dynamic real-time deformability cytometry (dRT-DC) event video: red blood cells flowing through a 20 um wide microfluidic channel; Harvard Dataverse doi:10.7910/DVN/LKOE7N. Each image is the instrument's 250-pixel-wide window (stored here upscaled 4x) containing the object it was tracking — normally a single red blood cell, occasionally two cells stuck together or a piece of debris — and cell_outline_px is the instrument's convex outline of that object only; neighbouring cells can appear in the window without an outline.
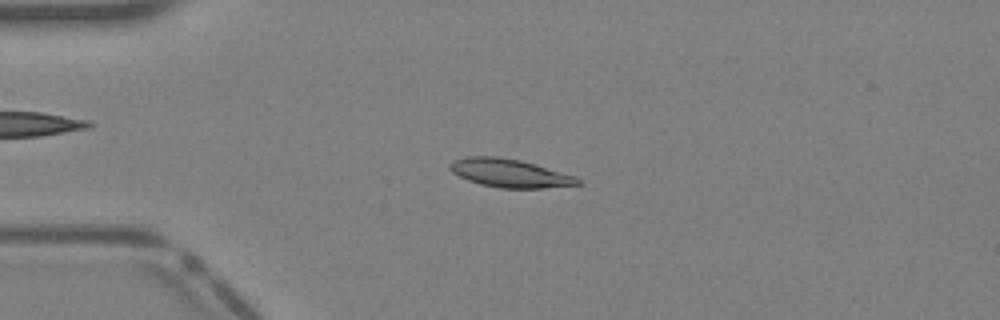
{"species": "Egyptian fruit bat (a non-hibernating species)", "species_latin": "Rousettus aegyptiacus", "temperature_condition": "warm", "stored_images_in_passage": 41, "camera_frame_rate_fps": 3000, "um_per_image_px": 0.085, "animal": {"sex": "female"}, "frame": {"image": 1, "passage_image": 10, "time_ms": 3.0, "image_size_px": [1000, 320], "cell_outline_px": [[584, 184], [544, 188], [500, 188], [480, 184], [468, 180], [452, 172], [448, 168], [448, 164], [452, 160], [468, 156], [496, 156], [520, 160], [576, 176]], "centroid_in_image_um": [43.31, 14.72], "position_along_channel_um": 41.7, "area_um2": 21.15}}
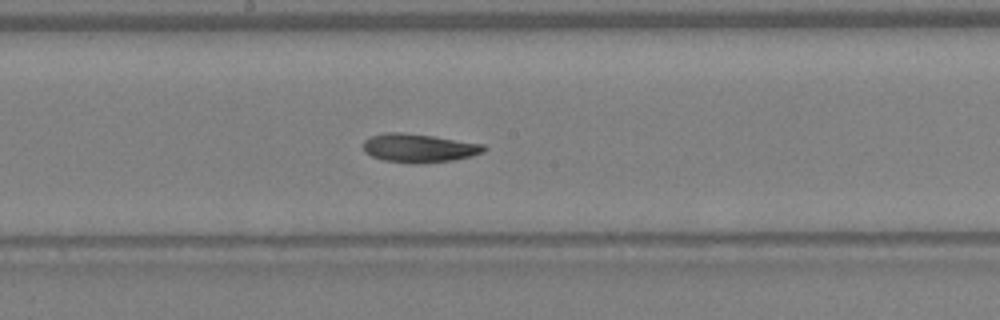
{"frame": {"image": 2, "passage_image": 22, "time_ms": 7.0, "image_size_px": [1000, 320], "cell_outline_px": [[488, 148], [484, 152], [472, 156], [452, 160], [416, 164], [412, 164], [384, 160], [372, 156], [364, 152], [364, 140], [372, 136], [384, 132], [404, 132], [432, 136], [484, 144]], "centroid_in_image_um": [35.62, 12.58], "position_along_channel_um": 212.6, "area_um2": 20.17}}
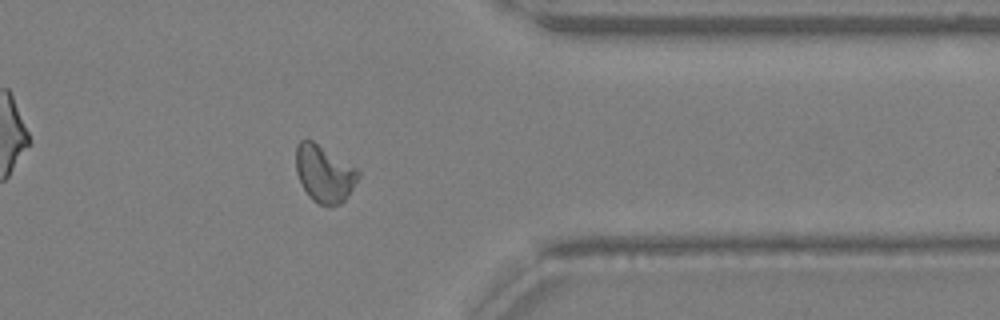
{"frame": {"image": 3, "passage_image": 33, "time_ms": 10.667, "image_size_px": [1000, 320], "cell_outline_px": [[360, 176], [344, 200], [340, 204], [332, 208], [320, 204], [312, 200], [308, 196], [296, 172], [296, 144], [300, 140], [312, 140], [356, 168], [360, 172]], "centroid_in_image_um": [27.55, 14.78], "position_along_channel_um": 383.9, "area_um2": 20.58}, "authors_computed_cell_mechanics": {"area_um2": 20.1722, "velocity_mm_per_s": 4.9779, "shape_relaxation_time_tau1_ms": null, "shape_relaxation_time_tau2_ms": 2.0346, "deformation_change_tau1": null, "deformation_change_tau2": 0.0762}}